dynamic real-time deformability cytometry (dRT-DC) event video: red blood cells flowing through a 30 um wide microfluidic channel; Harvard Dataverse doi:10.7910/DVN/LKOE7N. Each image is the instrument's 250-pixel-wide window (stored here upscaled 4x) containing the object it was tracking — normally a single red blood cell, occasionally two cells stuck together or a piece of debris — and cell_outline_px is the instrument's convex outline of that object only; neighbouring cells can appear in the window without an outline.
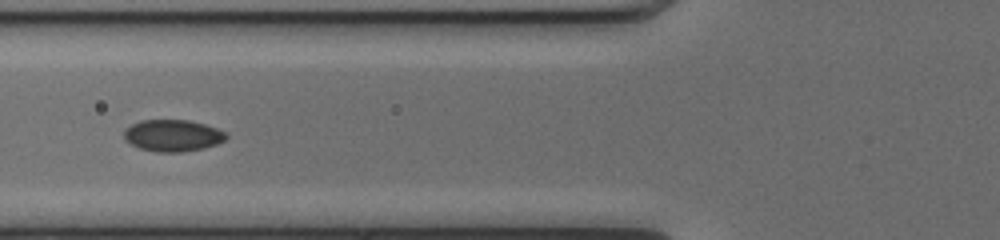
{"species": "common noctule bat (a hibernating species)", "species_latin": "Nyctalus noctula", "temperature_condition": "cold", "stored_images_in_passage": 8, "camera_frame_rate_fps": 3000, "um_per_image_px": 0.085, "animal": {"sex": "female", "body_mass_g": 17.0, "forearm_length_mm": 48.0}, "frame": {"image": 1, "passage_image": 6, "time_ms": 1.667, "image_size_px": [1000, 240], "cell_outline_px": [[228, 136], [224, 140], [216, 144], [204, 148], [180, 152], [156, 152], [140, 148], [124, 140], [124, 132], [132, 124], [140, 120], [188, 120], [204, 124], [216, 128], [224, 132]], "centroid_in_image_um": [14.67, 11.52], "position_along_channel_um": 111.1, "area_um2": 18.73}}